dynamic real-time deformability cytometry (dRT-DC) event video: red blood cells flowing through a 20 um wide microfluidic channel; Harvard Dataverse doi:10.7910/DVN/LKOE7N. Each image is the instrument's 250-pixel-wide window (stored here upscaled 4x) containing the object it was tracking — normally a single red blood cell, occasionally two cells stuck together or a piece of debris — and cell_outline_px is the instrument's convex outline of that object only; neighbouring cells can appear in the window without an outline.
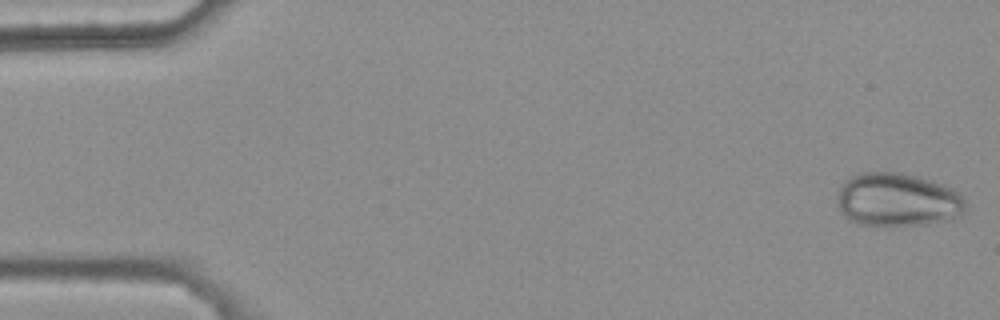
{"species": "common noctule bat (a hibernating species)", "species_latin": "Nyctalus noctula", "temperature_condition": "warm", "stored_images_in_passage": 46, "camera_frame_rate_fps": 3000, "um_per_image_px": 0.085, "animal": {"sex": "female", "body_mass_g": 25.1}, "frame": {"image": 1, "passage_image": 1, "time_ms": 0.0, "image_size_px": [1000, 320], "cell_outline_px": [[964, 212], [960, 216], [952, 220], [928, 224], [860, 224], [848, 220], [840, 208], [836, 200], [836, 196], [840, 184], [844, 180], [860, 172], [900, 172], [932, 180], [944, 184], [952, 188], [964, 196]], "centroid_in_image_um": [76.3, 16.96], "position_along_channel_um": 8.7, "area_um2": 40.17}}
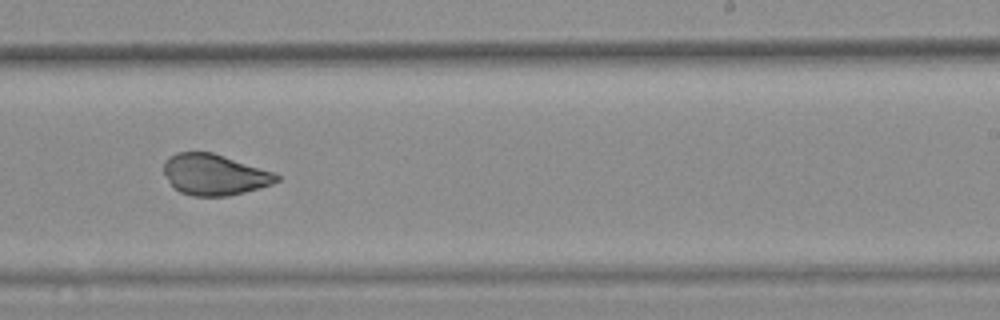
{"frame": {"image": 2, "passage_image": 33, "time_ms": 10.667, "image_size_px": [1000, 320], "cell_outline_px": [[280, 180], [272, 184], [244, 192], [228, 196], [192, 196], [180, 192], [172, 184], [164, 172], [164, 164], [176, 152], [212, 152], [276, 172], [280, 176]], "centroid_in_image_um": [18.29, 14.84], "position_along_channel_um": 270.7, "area_um2": 26.76}}
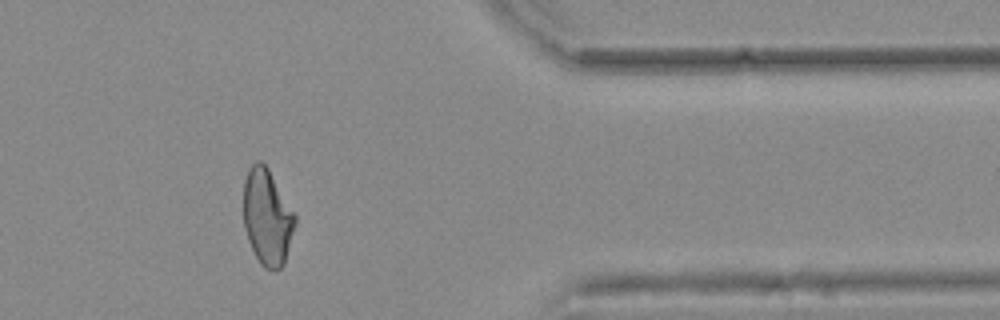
{"frame": {"image": 3, "passage_image": 44, "time_ms": 14.333, "image_size_px": [1000, 320], "cell_outline_px": [[296, 224], [284, 264], [280, 268], [272, 272], [264, 268], [260, 264], [248, 240], [244, 224], [244, 180], [248, 168], [256, 160], [260, 160], [268, 168], [296, 216]], "centroid_in_image_um": [22.71, 18.47], "position_along_channel_um": 388.7, "area_um2": 28.84}, "authors_computed_cell_mechanics": {"area_um2": 29.2468, "velocity_mm_per_s": 3.7446, "shape_relaxation_time_tau1_ms": 4.3427, "shape_relaxation_time_tau2_ms": 0.9442, "deformation_change_tau1": 0.0792, "deformation_change_tau2": 0.0541}}